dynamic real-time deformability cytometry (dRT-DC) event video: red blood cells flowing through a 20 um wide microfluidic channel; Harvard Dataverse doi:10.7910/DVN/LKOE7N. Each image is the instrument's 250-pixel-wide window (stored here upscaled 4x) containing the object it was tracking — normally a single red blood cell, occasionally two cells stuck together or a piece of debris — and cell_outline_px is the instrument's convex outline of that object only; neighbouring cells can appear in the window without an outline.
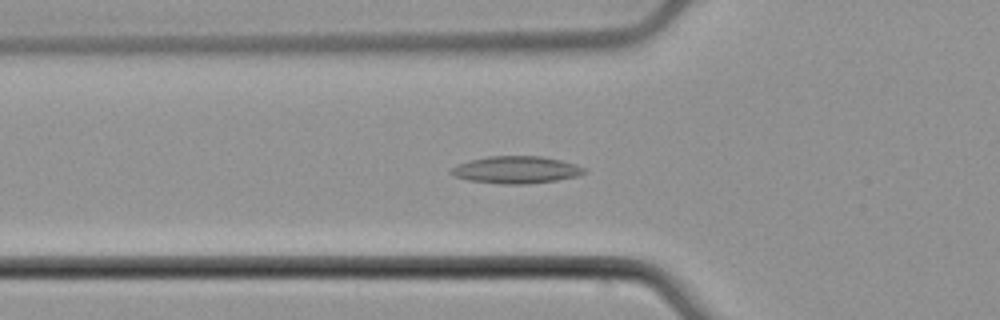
{"species": "common noctule bat (a hibernating species)", "species_latin": "Nyctalus noctula", "temperature_condition": "cold", "stored_images_in_passage": 50, "camera_frame_rate_fps": 3000, "um_per_image_px": 0.085, "animal": {"sex": "male", "body_mass_g": 21.5, "forearm_length_mm": 52.0}, "frame": {"image": 1, "passage_image": 16, "time_ms": 5.0, "image_size_px": [1000, 320], "cell_outline_px": [[588, 172], [580, 176], [556, 180], [528, 184], [500, 184], [468, 180], [456, 176], [448, 172], [456, 164], [468, 160], [488, 156], [540, 156], [560, 160], [576, 164], [584, 168]], "centroid_in_image_um": [43.88, 14.43], "position_along_channel_um": 81.9, "area_um2": 21.27}}
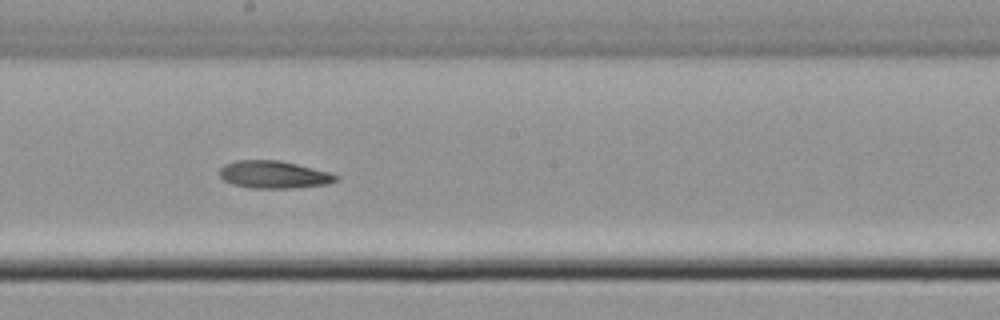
{"frame": {"image": 2, "passage_image": 27, "time_ms": 8.667, "image_size_px": [1000, 320], "cell_outline_px": [[340, 180], [328, 184], [292, 188], [252, 188], [232, 184], [224, 180], [220, 176], [220, 168], [224, 164], [236, 160], [280, 160], [328, 172], [340, 176]], "centroid_in_image_um": [23.28, 14.84], "position_along_channel_um": 224.9, "area_um2": 18.67}}
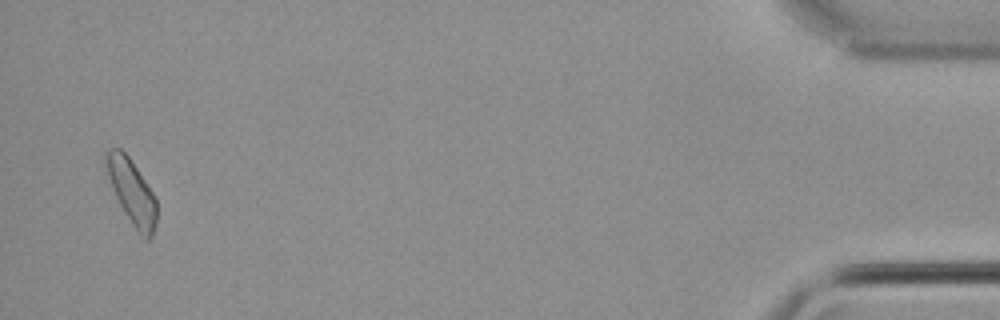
{"frame": {"image": 3, "passage_image": 49, "time_ms": 16.0, "image_size_px": [1000, 320], "cell_outline_px": [[156, 224], [152, 236], [148, 240], [140, 236], [124, 212], [112, 188], [108, 176], [104, 160], [108, 152], [112, 148], [120, 148], [128, 156], [152, 192], [156, 200]], "centroid_in_image_um": [11.21, 16.34], "position_along_channel_um": 424.0, "area_um2": 18.61}, "authors_computed_cell_mechanics": {"area_um2": 18.6694, "velocity_mm_per_s": 3.9024, "shape_relaxation_time_tau1_ms": 11.1305, "shape_relaxation_time_tau2_ms": 7.4271, "deformation_change_tau1": 0.1404, "deformation_change_tau2": 0.1311}}